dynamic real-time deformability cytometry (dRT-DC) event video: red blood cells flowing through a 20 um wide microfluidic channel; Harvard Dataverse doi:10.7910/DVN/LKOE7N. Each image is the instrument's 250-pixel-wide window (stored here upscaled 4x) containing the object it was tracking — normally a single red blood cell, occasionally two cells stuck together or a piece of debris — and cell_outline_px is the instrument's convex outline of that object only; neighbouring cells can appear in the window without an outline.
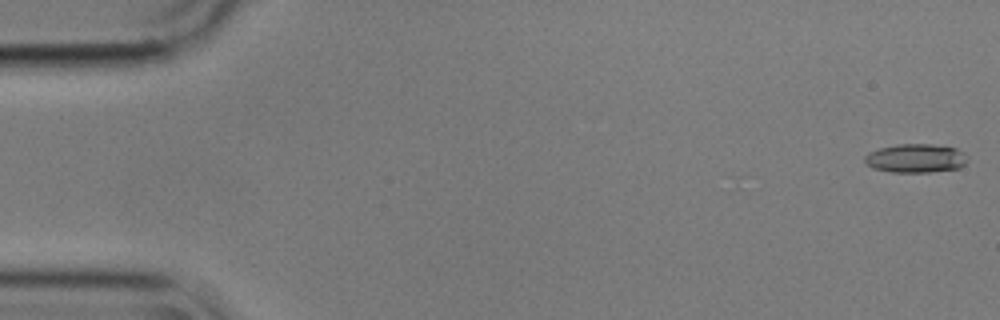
{"species": "common noctule bat (a hibernating species)", "species_latin": "Nyctalus noctula", "temperature_condition": "cold", "stored_images_in_passage": 56, "camera_frame_rate_fps": 3000, "um_per_image_px": 0.085, "animal": {"sex": "male", "body_mass_g": 17.9}, "frame": {"image": 1, "passage_image": 1, "time_ms": 0.0, "image_size_px": [1000, 320], "cell_outline_px": [[968, 160], [960, 168], [928, 172], [892, 172], [872, 168], [864, 164], [864, 156], [868, 152], [880, 148], [896, 144], [932, 144], [956, 148], [964, 152]], "centroid_in_image_um": [77.81, 13.45], "position_along_channel_um": 7.2, "area_um2": 17.4}}
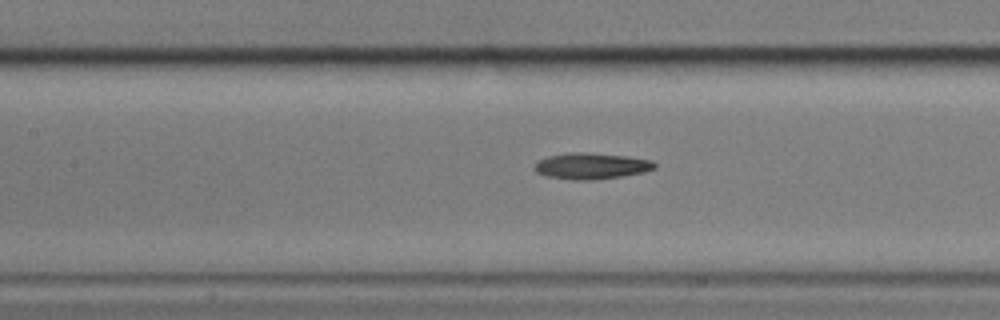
{"frame": {"image": 2, "passage_image": 25, "time_ms": 8.0, "image_size_px": [1000, 320], "cell_outline_px": [[656, 168], [644, 172], [596, 180], [572, 180], [548, 176], [536, 172], [536, 164], [540, 160], [548, 156], [572, 152], [584, 152], [628, 156], [652, 160], [656, 164]], "centroid_in_image_um": [50.31, 14.11], "position_along_channel_um": 157.1, "area_um2": 18.21}}
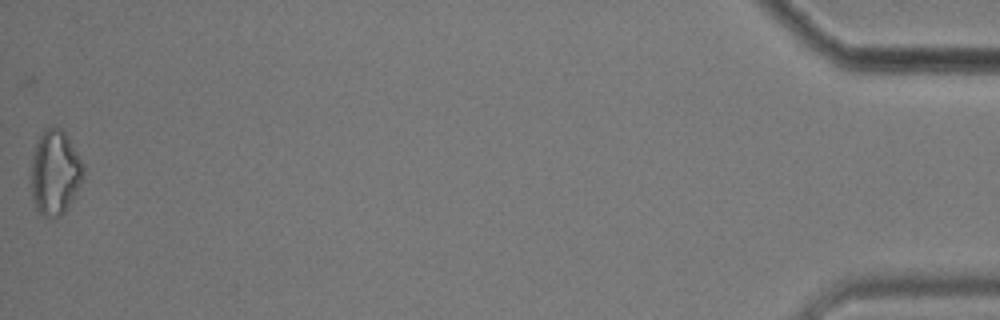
{"frame": {"image": 3, "passage_image": 56, "time_ms": 18.333, "image_size_px": [1000, 320], "cell_outline_px": [[84, 180], [68, 208], [60, 216], [44, 216], [36, 208], [32, 200], [32, 152], [36, 140], [48, 128], [60, 128], [64, 132], [84, 164]], "centroid_in_image_um": [4.69, 14.69], "position_along_channel_um": 430.5, "area_um2": 25.72}}